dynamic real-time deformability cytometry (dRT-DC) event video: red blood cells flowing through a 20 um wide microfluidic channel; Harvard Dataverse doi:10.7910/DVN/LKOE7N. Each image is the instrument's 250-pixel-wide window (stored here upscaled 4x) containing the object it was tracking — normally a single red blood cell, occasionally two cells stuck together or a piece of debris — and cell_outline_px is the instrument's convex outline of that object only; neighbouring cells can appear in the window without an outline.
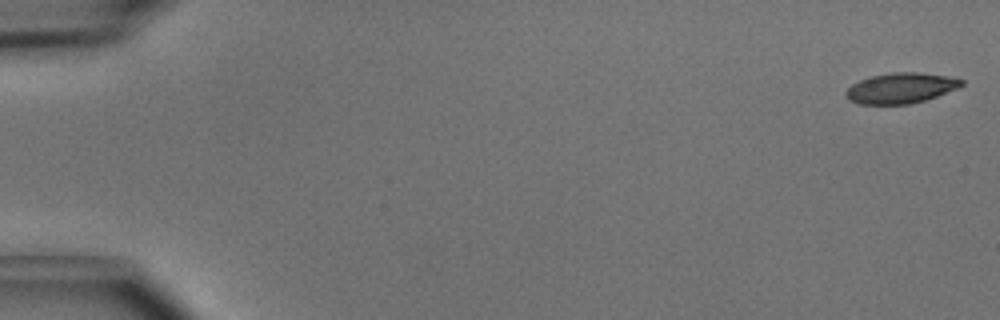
{"species": "common noctule bat (a hibernating species)", "species_latin": "Nyctalus noctula", "temperature_condition": "cold", "stored_images_in_passage": 4, "camera_frame_rate_fps": 3000, "um_per_image_px": 0.085, "animal": {"sex": "male", "body_mass_g": 15.6}, "frame": {"image": 1, "passage_image": 1, "time_ms": 0.0, "image_size_px": [1000, 320], "cell_outline_px": [[964, 84], [956, 88], [936, 96], [924, 100], [908, 104], [860, 104], [848, 100], [844, 92], [852, 84], [860, 80], [872, 76], [892, 72], [916, 72], [944, 76], [964, 80]], "centroid_in_image_um": [76.52, 7.49], "position_along_channel_um": 8.5, "area_um2": 20.23}}
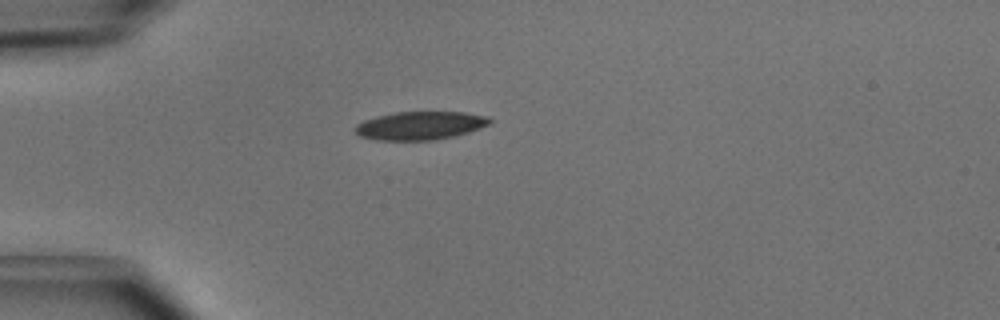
{"frame": {"image": 2, "passage_image": 4, "time_ms": 1.0, "image_size_px": [1000, 320], "cell_outline_px": [[492, 120], [488, 124], [480, 128], [468, 132], [436, 140], [376, 140], [360, 136], [352, 128], [356, 124], [364, 120], [376, 116], [396, 112], [464, 112], [488, 116]], "centroid_in_image_um": [35.68, 10.67], "position_along_channel_um": 49.3, "area_um2": 22.2}}